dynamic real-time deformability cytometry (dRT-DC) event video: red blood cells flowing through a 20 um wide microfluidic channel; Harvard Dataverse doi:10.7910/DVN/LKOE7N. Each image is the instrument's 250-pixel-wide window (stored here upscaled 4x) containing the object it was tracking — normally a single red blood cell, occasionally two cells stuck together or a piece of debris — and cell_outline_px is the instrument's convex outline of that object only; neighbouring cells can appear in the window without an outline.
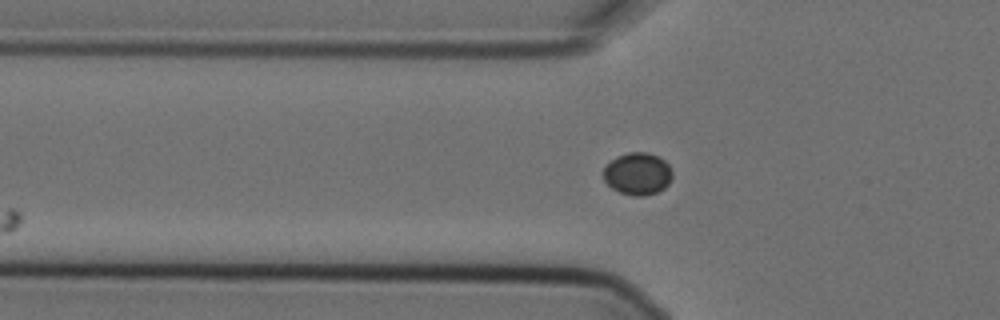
{"species": "Egyptian fruit bat (a non-hibernating species)", "species_latin": "Rousettus aegyptiacus", "temperature_condition": "cold", "stored_images_in_passage": 8, "camera_frame_rate_fps": 3000, "um_per_image_px": 0.085, "animal": {"sex": "female"}, "frame": {"image": 1, "passage_image": 6, "time_ms": 1.667, "image_size_px": [1000, 320], "cell_outline_px": [[672, 176], [668, 184], [664, 188], [656, 192], [644, 196], [632, 196], [620, 192], [612, 188], [604, 180], [604, 168], [616, 156], [628, 152], [648, 152], [664, 160], [668, 164], [672, 172]], "centroid_in_image_um": [54.2, 14.77], "position_along_channel_um": 71.6, "area_um2": 16.88}}
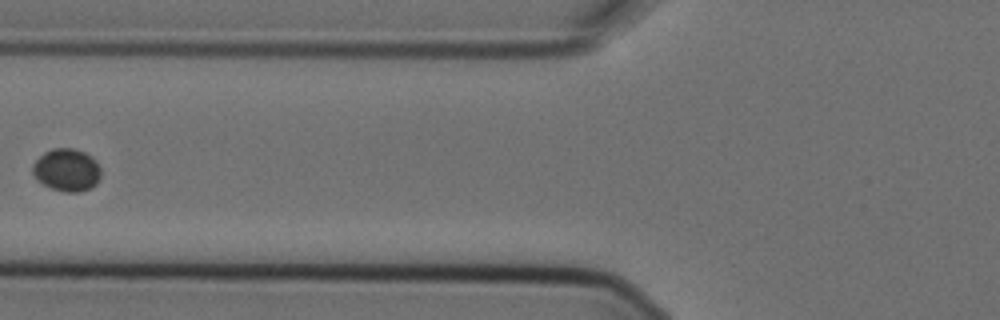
{"frame": {"image": 2, "passage_image": 7, "time_ms": 2.0, "image_size_px": [1000, 320], "cell_outline_px": [[100, 176], [96, 184], [92, 188], [80, 192], [64, 192], [52, 188], [36, 180], [32, 172], [32, 164], [44, 152], [52, 148], [72, 148], [84, 152], [92, 156], [96, 160], [100, 168]], "centroid_in_image_um": [5.67, 14.45], "position_along_channel_um": 120.1, "area_um2": 17.11}}
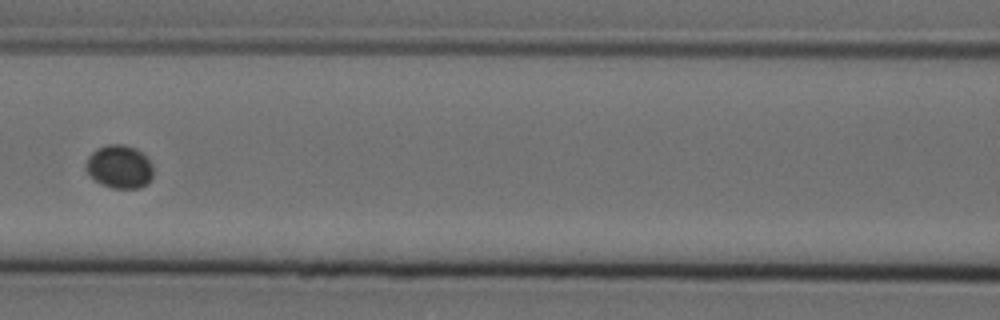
{"frame": {"image": 3, "passage_image": 8, "time_ms": 2.333, "image_size_px": [1000, 320], "cell_outline_px": [[152, 176], [148, 184], [140, 188], [112, 188], [100, 184], [84, 168], [84, 164], [88, 156], [96, 148], [108, 144], [124, 144], [136, 148], [152, 164]], "centroid_in_image_um": [10.13, 14.17], "position_along_channel_um": 156.5, "area_um2": 17.05}}